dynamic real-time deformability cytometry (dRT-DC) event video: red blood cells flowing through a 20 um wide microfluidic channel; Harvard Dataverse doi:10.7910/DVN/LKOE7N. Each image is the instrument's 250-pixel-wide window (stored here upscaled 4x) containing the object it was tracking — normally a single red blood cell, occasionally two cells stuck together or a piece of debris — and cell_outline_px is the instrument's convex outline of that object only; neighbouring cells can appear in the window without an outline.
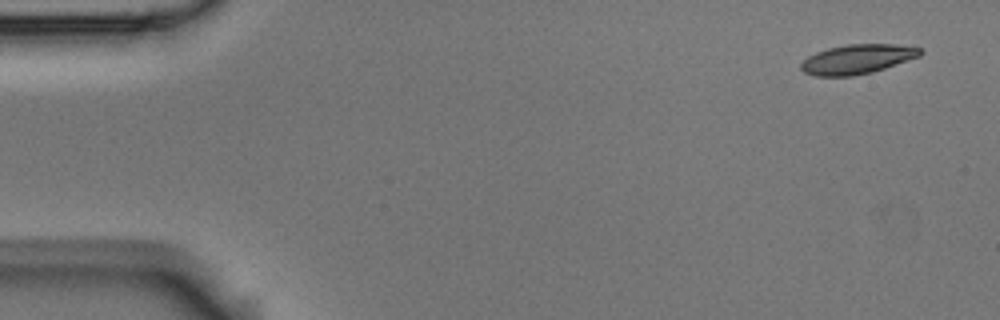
{"species": "Egyptian fruit bat (a non-hibernating species)", "species_latin": "Rousettus aegyptiacus", "temperature_condition": "room temperature", "stored_images_in_passage": 6, "camera_frame_rate_fps": 3000, "um_per_image_px": 0.085, "animal": {"sex": "male"}, "frame": {"image": 1, "passage_image": 1, "time_ms": 0.0, "image_size_px": [1000, 320], "cell_outline_px": [[924, 52], [920, 56], [872, 72], [852, 76], [816, 76], [804, 72], [800, 68], [800, 64], [808, 56], [816, 52], [828, 48], [848, 44], [896, 44], [920, 48]], "centroid_in_image_um": [72.86, 5.02], "position_along_channel_um": 12.1, "area_um2": 20.4}}
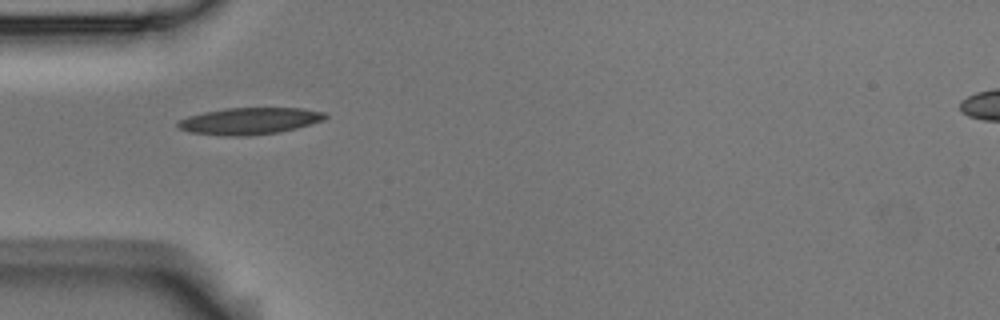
{"frame": {"image": 2, "passage_image": 5, "time_ms": 1.333, "image_size_px": [1000, 320], "cell_outline_px": [[328, 116], [324, 120], [296, 128], [280, 132], [248, 136], [224, 136], [188, 132], [180, 128], [176, 124], [176, 120], [188, 116], [204, 112], [224, 108], [304, 108], [324, 112]], "centroid_in_image_um": [21.19, 10.28], "position_along_channel_um": 63.8, "area_um2": 23.18}}
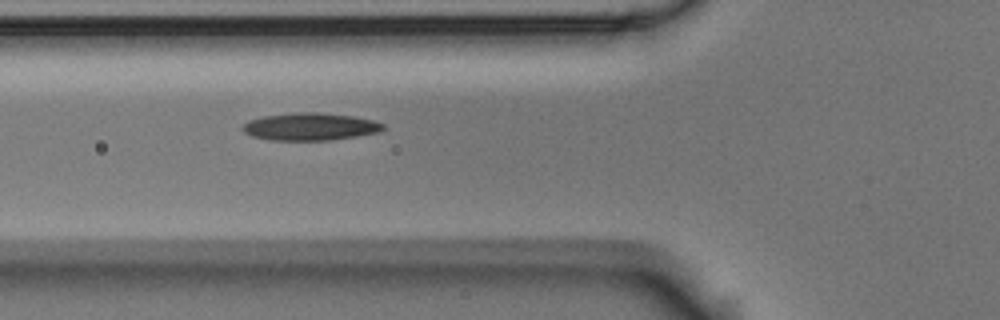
{"frame": {"image": 3, "passage_image": 6, "time_ms": 1.667, "image_size_px": [1000, 320], "cell_outline_px": [[384, 128], [380, 132], [332, 140], [272, 140], [252, 136], [244, 132], [240, 128], [248, 120], [264, 116], [296, 112], [316, 112], [352, 116], [372, 120], [384, 124]], "centroid_in_image_um": [26.34, 10.76], "position_along_channel_um": 99.5, "area_um2": 22.43}}